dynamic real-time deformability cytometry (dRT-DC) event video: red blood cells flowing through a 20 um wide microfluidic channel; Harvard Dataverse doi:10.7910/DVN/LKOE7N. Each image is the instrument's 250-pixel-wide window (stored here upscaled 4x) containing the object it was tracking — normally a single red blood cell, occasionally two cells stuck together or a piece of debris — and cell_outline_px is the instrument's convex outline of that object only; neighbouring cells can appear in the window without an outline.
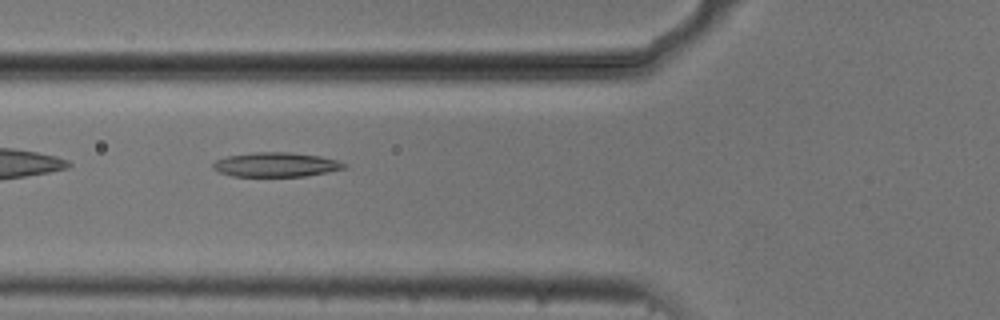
{"species": "common noctule bat (a hibernating species)", "species_latin": "Nyctalus noctula", "temperature_condition": "cold", "stored_images_in_passage": 37, "camera_frame_rate_fps": 3000, "um_per_image_px": 0.085, "animal": {"sex": "male", "body_mass_g": 20.5, "forearm_length_mm": 52.5}, "frame": {"image": 1, "passage_image": 3, "time_ms": 0.667, "image_size_px": [1000, 320], "cell_outline_px": [[348, 168], [328, 172], [304, 176], [232, 176], [220, 172], [212, 168], [212, 164], [216, 160], [228, 156], [256, 152], [288, 152], [320, 156], [336, 160], [348, 164]], "centroid_in_image_um": [23.49, 13.99], "position_along_channel_um": 102.3, "area_um2": 18.61}}
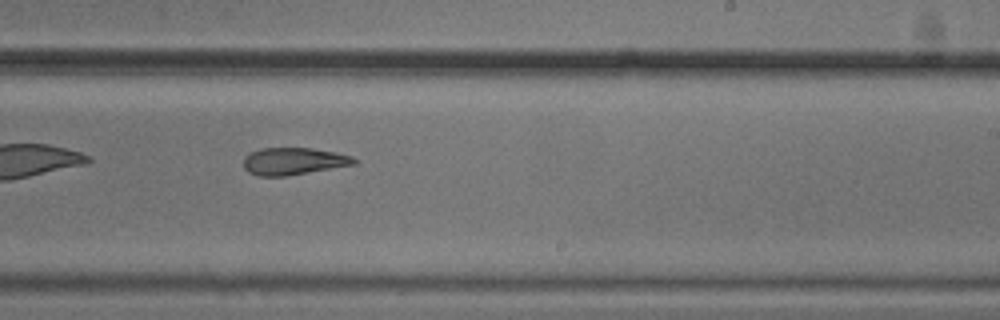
{"frame": {"image": 2, "passage_image": 16, "time_ms": 5.0, "image_size_px": [1000, 320], "cell_outline_px": [[360, 160], [356, 164], [284, 176], [260, 176], [248, 172], [244, 168], [244, 156], [260, 148], [312, 148], [336, 152], [352, 156]], "centroid_in_image_um": [24.97, 13.69], "position_along_channel_um": 264.0, "area_um2": 17.51}}
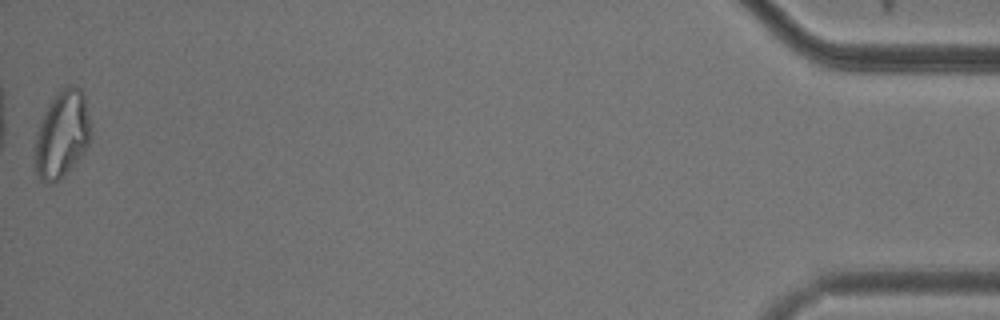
{"frame": {"image": 3, "passage_image": 37, "time_ms": 12.0, "image_size_px": [1000, 320], "cell_outline_px": [[92, 136], [88, 144], [80, 156], [56, 180], [44, 184], [40, 180], [36, 172], [32, 148], [36, 132], [48, 104], [56, 92], [60, 88], [68, 84], [76, 84], [80, 88], [84, 96]], "centroid_in_image_um": [5.22, 11.36], "position_along_channel_um": 430.0, "area_um2": 28.38}}